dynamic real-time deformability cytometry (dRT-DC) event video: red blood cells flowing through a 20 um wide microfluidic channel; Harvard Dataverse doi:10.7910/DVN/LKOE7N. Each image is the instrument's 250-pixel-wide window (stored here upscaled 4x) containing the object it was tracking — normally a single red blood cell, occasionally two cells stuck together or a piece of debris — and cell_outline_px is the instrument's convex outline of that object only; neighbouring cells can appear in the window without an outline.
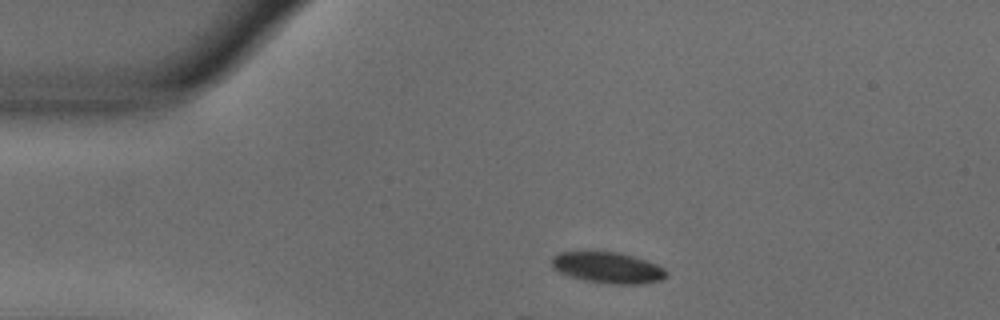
{"species": "common noctule bat (a hibernating species)", "species_latin": "Nyctalus noctula", "temperature_condition": "warm", "stored_images_in_passage": 45, "camera_frame_rate_fps": 3000, "um_per_image_px": 0.085, "animal": {"sex": "male", "body_mass_g": 18.8}, "frame": {"image": 1, "passage_image": 1, "time_ms": 0.0, "image_size_px": [1000, 320], "cell_outline_px": [[668, 276], [660, 280], [640, 284], [616, 284], [588, 280], [572, 276], [560, 272], [552, 268], [552, 256], [560, 252], [616, 252], [632, 256], [656, 264], [664, 268], [668, 272]], "centroid_in_image_um": [51.68, 22.75], "position_along_channel_um": 33.3, "area_um2": 20.35}}
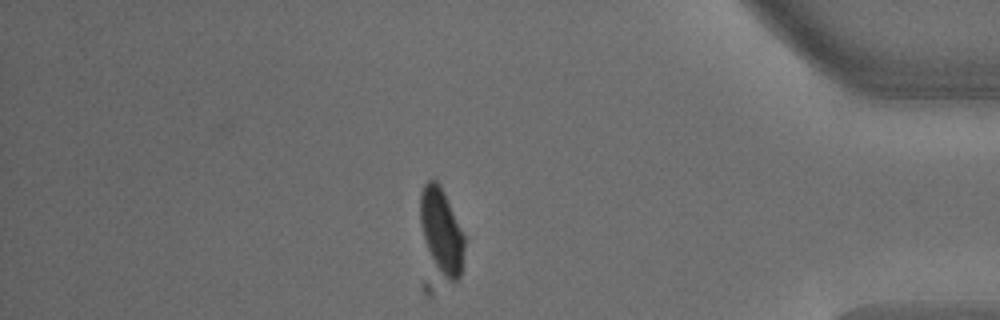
{"frame": {"image": 2, "passage_image": 37, "time_ms": 12.0, "image_size_px": [1000, 320], "cell_outline_px": [[464, 248], [460, 280], [432, 296], [428, 296], [424, 292], [420, 224], [420, 192], [424, 184], [428, 180], [436, 180], [440, 184], [444, 192], [464, 236]], "centroid_in_image_um": [37.35, 20.41], "position_along_channel_um": 397.9, "area_um2": 27.69}}